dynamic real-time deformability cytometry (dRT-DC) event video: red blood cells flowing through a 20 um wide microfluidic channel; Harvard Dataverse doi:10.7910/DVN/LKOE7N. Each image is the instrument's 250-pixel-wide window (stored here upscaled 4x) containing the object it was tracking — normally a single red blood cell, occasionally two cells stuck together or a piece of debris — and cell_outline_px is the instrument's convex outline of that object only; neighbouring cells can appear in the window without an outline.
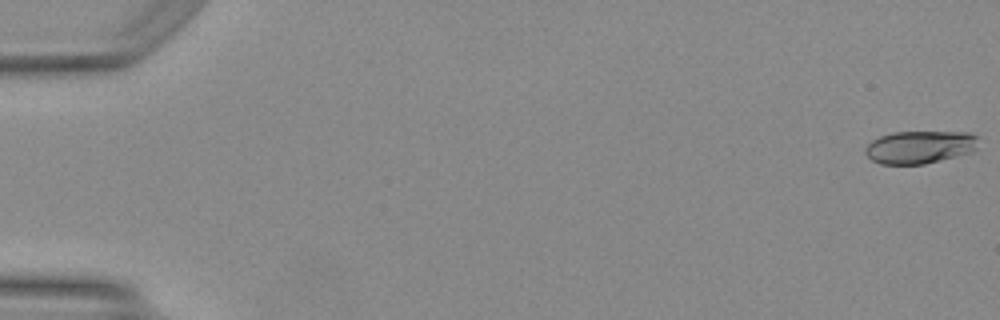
{"species": "Egyptian fruit bat (a non-hibernating species)", "species_latin": "Rousettus aegyptiacus", "temperature_condition": "warm", "stored_images_in_passage": 50, "camera_frame_rate_fps": 3000, "um_per_image_px": 0.085, "animal": {"sex": "female"}, "frame": {"image": 1, "passage_image": 1, "time_ms": 0.0, "image_size_px": [1000, 320], "cell_outline_px": [[980, 136], [976, 148], [972, 152], [924, 164], [880, 164], [872, 160], [864, 152], [864, 148], [872, 140], [880, 136], [892, 132], [968, 132]], "centroid_in_image_um": [78.19, 12.49], "position_along_channel_um": 6.8, "area_um2": 21.73}}
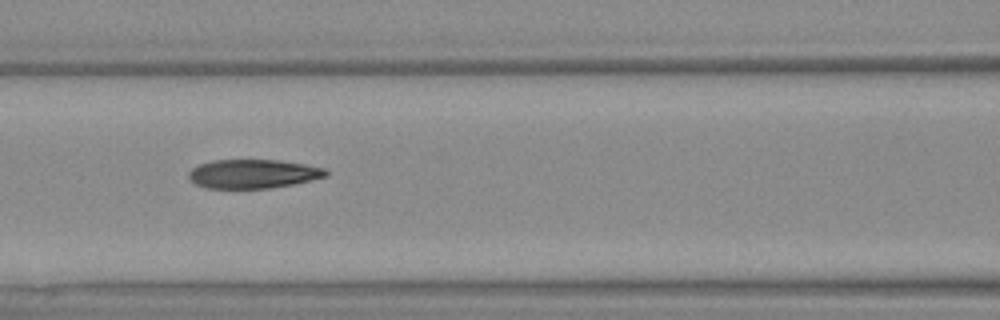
{"frame": {"image": 2, "passage_image": 23, "time_ms": 7.333, "image_size_px": [1000, 320], "cell_outline_px": [[328, 176], [292, 184], [268, 188], [204, 188], [196, 184], [188, 176], [188, 172], [192, 168], [200, 164], [212, 160], [276, 160], [304, 164], [324, 168], [328, 172]], "centroid_in_image_um": [21.49, 14.77], "position_along_channel_um": 145.1, "area_um2": 22.95}}
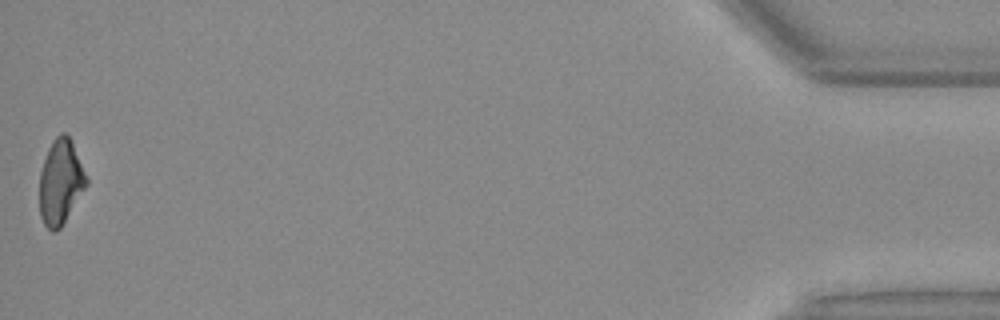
{"frame": {"image": 3, "passage_image": 50, "time_ms": 16.333, "image_size_px": [1000, 320], "cell_outline_px": [[88, 184], [60, 228], [56, 232], [52, 232], [44, 224], [40, 216], [40, 172], [48, 148], [52, 140], [60, 132], [64, 132], [68, 136], [72, 144], [88, 180]], "centroid_in_image_um": [5.13, 15.49], "position_along_channel_um": 430.1, "area_um2": 22.83}, "authors_computed_cell_mechanics": {"area_um2": 23.4379, "velocity_mm_per_s": 4.19, "shape_relaxation_time_tau1_ms": 10.0293, "shape_relaxation_time_tau2_ms": 2.2592, "deformation_change_tau1": 0.2727, "deformation_change_tau2": 0.1014}}